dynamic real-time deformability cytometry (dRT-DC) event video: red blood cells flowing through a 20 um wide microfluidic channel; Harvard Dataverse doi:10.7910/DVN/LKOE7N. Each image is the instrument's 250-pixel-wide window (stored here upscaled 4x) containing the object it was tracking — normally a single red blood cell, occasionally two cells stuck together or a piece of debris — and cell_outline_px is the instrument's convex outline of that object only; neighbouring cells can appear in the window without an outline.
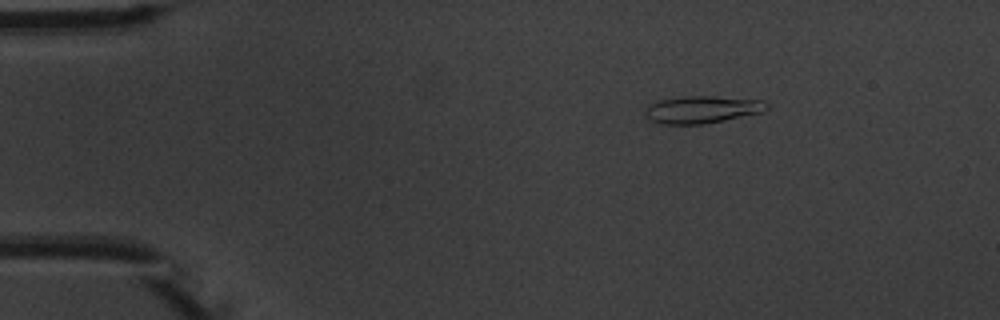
{"species": "common noctule bat (a hibernating species)", "species_latin": "Nyctalus noctula", "temperature_condition": "warm", "stored_images_in_passage": 5, "camera_frame_rate_fps": 3000, "um_per_image_px": 0.085, "animal": {"sex": "male", "body_mass_g": 20.1, "forearm_length_mm": 53.5}, "frame": {"image": 1, "passage_image": 3, "time_ms": 2.333, "image_size_px": [1000, 320], "cell_outline_px": [[768, 108], [764, 112], [704, 124], [664, 124], [648, 120], [644, 116], [644, 108], [648, 104], [656, 100], [684, 96], [712, 96], [760, 100], [768, 104]], "centroid_in_image_um": [59.6, 9.31], "position_along_channel_um": 25.4, "area_um2": 19.59}}